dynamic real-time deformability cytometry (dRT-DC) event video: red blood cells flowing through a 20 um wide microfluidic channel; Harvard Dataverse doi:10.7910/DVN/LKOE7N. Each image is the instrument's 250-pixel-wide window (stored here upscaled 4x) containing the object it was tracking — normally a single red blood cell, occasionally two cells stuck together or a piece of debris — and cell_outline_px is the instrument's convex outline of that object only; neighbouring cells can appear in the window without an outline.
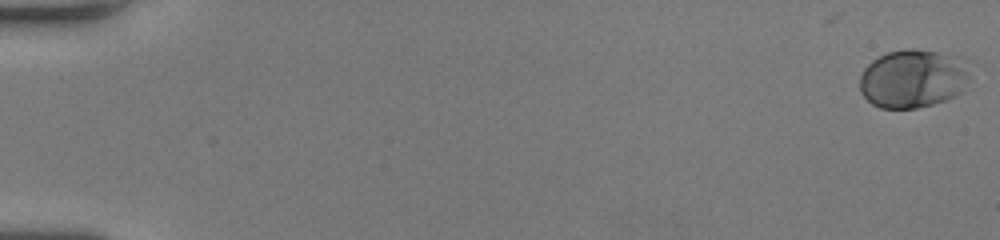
{"species": "human", "species_latin": "Homo sapiens", "temperature_condition": "room temperature", "stored_images_in_passage": 54, "camera_frame_rate_fps": 3000, "um_per_image_px": 0.085, "donor": {"sex": "female"}, "frame": {"image": 1, "passage_image": 1, "time_ms": 0.0, "image_size_px": [1000, 240], "cell_outline_px": [[972, 68], [964, 92], [956, 96], [932, 104], [916, 108], [880, 108], [872, 104], [860, 92], [860, 76], [864, 68], [872, 60], [888, 52], [904, 48], [916, 48], [960, 56]], "centroid_in_image_um": [77.65, 6.66], "position_along_channel_um": 7.3, "area_um2": 38.26}}
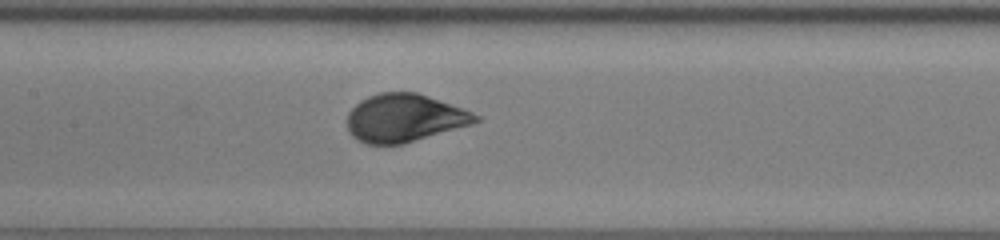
{"frame": {"image": 2, "passage_image": 28, "time_ms": 9.0, "image_size_px": [1000, 240], "cell_outline_px": [[480, 120], [472, 124], [404, 144], [364, 144], [356, 140], [348, 132], [348, 112], [360, 100], [368, 96], [380, 92], [416, 92], [472, 112], [480, 116]], "centroid_in_image_um": [34.34, 10.04], "position_along_channel_um": 173.1, "area_um2": 35.78}}
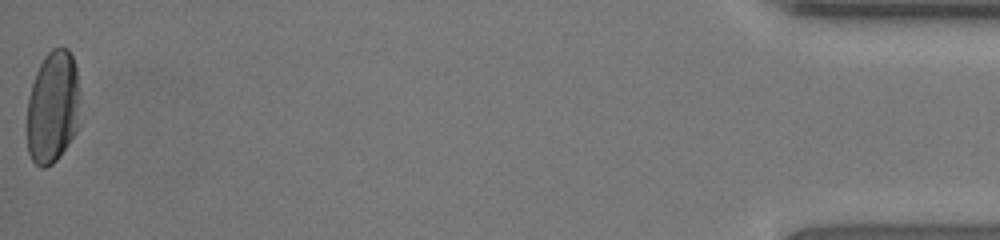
{"frame": {"image": 3, "passage_image": 54, "time_ms": 17.667, "image_size_px": [1000, 240], "cell_outline_px": [[80, 124], [76, 132], [60, 156], [52, 164], [44, 168], [40, 168], [32, 160], [28, 152], [28, 100], [32, 84], [36, 72], [44, 56], [52, 48], [68, 48], [76, 64], [80, 92]], "centroid_in_image_um": [4.53, 9.11], "position_along_channel_um": 430.7, "area_um2": 35.37}, "authors_computed_cell_mechanics": {"area_um2": 35.5759, "velocity_mm_per_s": 4.0126, "shape_relaxation_time_tau1_ms": 2.5296, "shape_relaxation_time_tau2_ms": null, "deformation_change_tau1": 0.1566, "deformation_change_tau2": null}}